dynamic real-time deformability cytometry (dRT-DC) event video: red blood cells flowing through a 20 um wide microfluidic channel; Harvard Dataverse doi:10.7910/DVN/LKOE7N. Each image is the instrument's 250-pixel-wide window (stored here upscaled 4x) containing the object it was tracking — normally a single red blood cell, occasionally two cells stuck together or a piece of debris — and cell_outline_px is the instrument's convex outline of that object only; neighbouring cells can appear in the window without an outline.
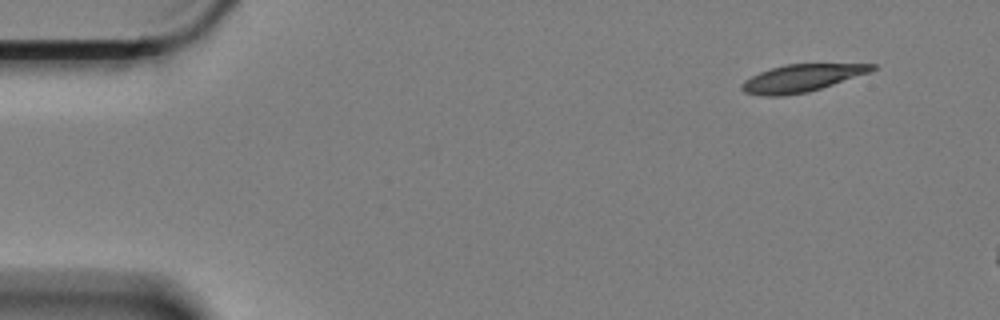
{"species": "Egyptian fruit bat (a non-hibernating species)", "species_latin": "Rousettus aegyptiacus", "temperature_condition": "cold", "stored_images_in_passage": 8, "camera_frame_rate_fps": 3000, "um_per_image_px": 0.085, "animal": {"sex": "female"}, "frame": {"image": 1, "passage_image": 1, "time_ms": 0.0, "image_size_px": [1000, 320], "cell_outline_px": [[876, 68], [868, 72], [808, 92], [780, 96], [760, 96], [744, 92], [740, 88], [740, 84], [744, 80], [760, 72], [784, 64], [876, 64]], "centroid_in_image_um": [68.05, 6.65], "position_along_channel_um": 17.0, "area_um2": 20.46}}